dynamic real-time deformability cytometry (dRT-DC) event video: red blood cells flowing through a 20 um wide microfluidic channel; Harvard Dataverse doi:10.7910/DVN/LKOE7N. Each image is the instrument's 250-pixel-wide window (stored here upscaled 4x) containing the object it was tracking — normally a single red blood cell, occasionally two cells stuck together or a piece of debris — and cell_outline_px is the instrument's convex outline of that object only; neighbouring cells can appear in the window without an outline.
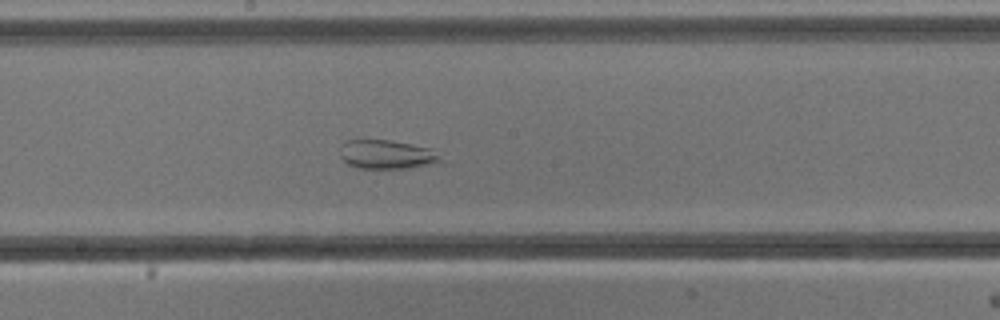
{"species": "common noctule bat (a hibernating species)", "species_latin": "Nyctalus noctula", "temperature_condition": "cold", "stored_images_in_passage": 54, "camera_frame_rate_fps": 3000, "um_per_image_px": 0.085, "animal": {"sex": "male", "body_mass_g": 13.3}, "frame": {"image": 1, "passage_image": 29, "time_ms": 9.333, "image_size_px": [1000, 320], "cell_outline_px": [[440, 160], [408, 168], [360, 168], [348, 164], [340, 156], [340, 144], [348, 140], [388, 140], [432, 148]], "centroid_in_image_um": [32.76, 13.11], "position_along_channel_um": 215.4, "area_um2": 16.47}}
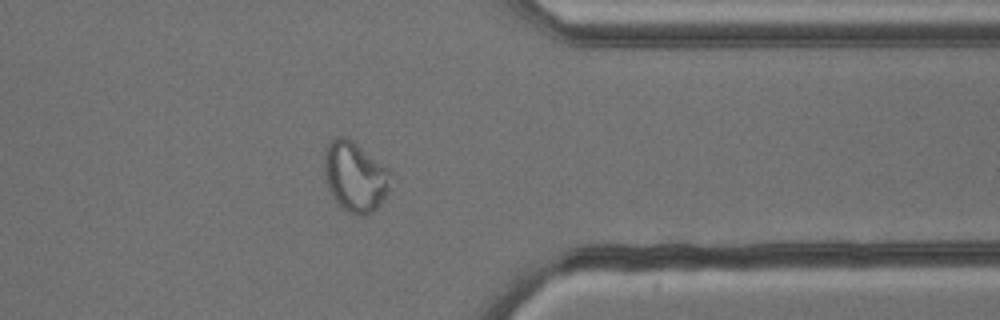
{"frame": {"image": 2, "passage_image": 43, "time_ms": 14.0, "image_size_px": [1000, 320], "cell_outline_px": [[392, 172], [388, 192], [380, 204], [372, 212], [364, 216], [356, 216], [348, 212], [332, 196], [328, 188], [324, 172], [324, 148], [336, 136], [344, 136], [352, 140], [388, 168]], "centroid_in_image_um": [30.18, 15.01], "position_along_channel_um": 381.2, "area_um2": 27.17}}
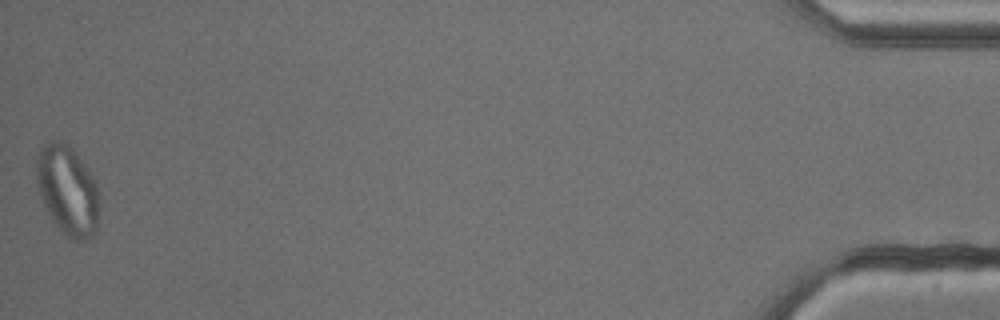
{"frame": {"image": 3, "passage_image": 54, "time_ms": 17.667, "image_size_px": [1000, 320], "cell_outline_px": [[100, 204], [96, 228], [84, 240], [72, 240], [56, 224], [48, 212], [44, 204], [36, 180], [36, 160], [40, 148], [44, 144], [52, 140], [60, 140], [68, 144], [72, 148], [96, 180], [100, 192]], "centroid_in_image_um": [5.76, 16.12], "position_along_channel_um": 429.4, "area_um2": 32.66}, "authors_computed_cell_mechanics": {"area_um2": 27.7151, "velocity_mm_per_s": 3.7911, "shape_relaxation_time_tau1_ms": null, "shape_relaxation_time_tau2_ms": 1.1058, "deformation_change_tau1": null, "deformation_change_tau2": 0.0643}}